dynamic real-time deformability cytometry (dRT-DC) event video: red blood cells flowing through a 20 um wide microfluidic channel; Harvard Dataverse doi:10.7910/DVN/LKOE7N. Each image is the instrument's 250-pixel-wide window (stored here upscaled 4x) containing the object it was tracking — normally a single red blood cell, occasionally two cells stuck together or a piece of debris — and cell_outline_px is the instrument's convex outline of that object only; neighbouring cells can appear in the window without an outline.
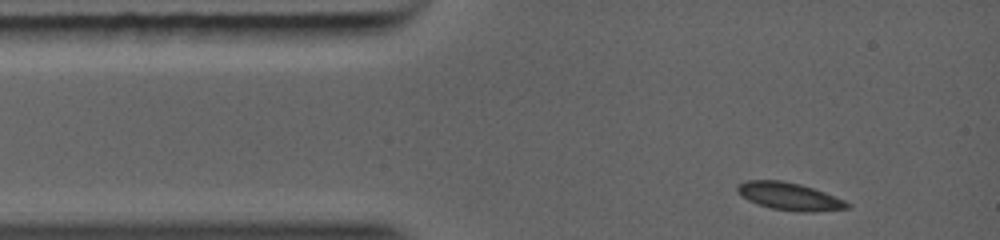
{"species": "common noctule bat (a hibernating species)", "species_latin": "Nyctalus noctula", "temperature_condition": "warm", "stored_images_in_passage": 23, "camera_frame_rate_fps": 5000, "um_per_image_px": 0.085, "animal": {"sex": "female", "body_mass_g": 19.0, "forearm_length_mm": 56.7}, "frame": {"image": 1, "passage_image": 1, "time_ms": 0.0, "image_size_px": [1000, 240], "cell_outline_px": [[852, 204], [848, 208], [804, 212], [800, 212], [772, 208], [756, 204], [740, 196], [736, 192], [736, 184], [748, 180], [784, 180], [800, 184], [824, 192], [844, 200]], "centroid_in_image_um": [67.03, 16.67], "position_along_channel_um": 18.0, "area_um2": 17.63}}
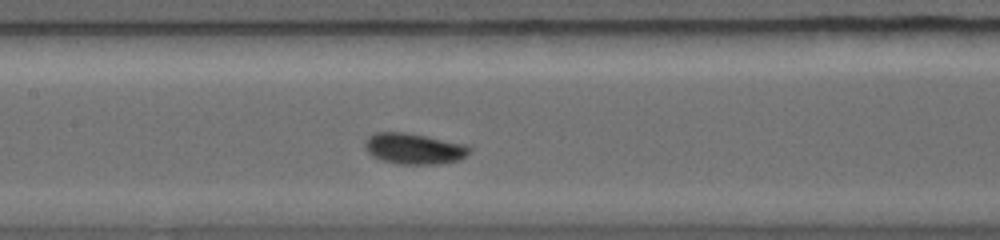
{"frame": {"image": 2, "passage_image": 12, "time_ms": 4.0, "image_size_px": [1000, 240], "cell_outline_px": [[472, 148], [460, 160], [436, 164], [396, 164], [380, 160], [372, 156], [364, 148], [364, 144], [368, 136], [376, 132], [404, 132], [464, 144]], "centroid_in_image_um": [35.13, 12.64], "position_along_channel_um": 172.3, "area_um2": 18.73}}
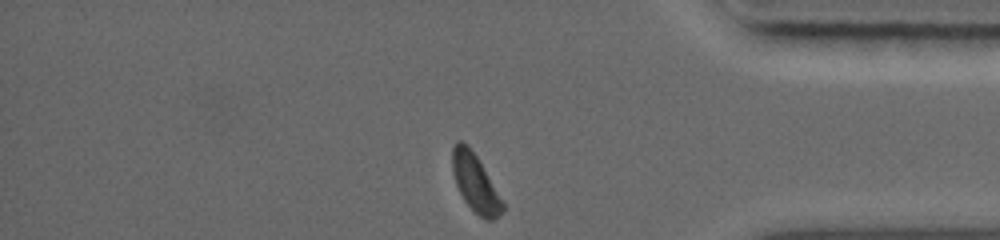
{"frame": {"image": 3, "passage_image": 23, "time_ms": 9.0, "image_size_px": [1000, 240], "cell_outline_px": [[504, 208], [492, 220], [488, 220], [480, 216], [464, 200], [456, 184], [452, 172], [452, 148], [460, 140], [476, 156], [504, 204]], "centroid_in_image_um": [40.36, 15.56], "position_along_channel_um": 394.8, "area_um2": 15.95}}